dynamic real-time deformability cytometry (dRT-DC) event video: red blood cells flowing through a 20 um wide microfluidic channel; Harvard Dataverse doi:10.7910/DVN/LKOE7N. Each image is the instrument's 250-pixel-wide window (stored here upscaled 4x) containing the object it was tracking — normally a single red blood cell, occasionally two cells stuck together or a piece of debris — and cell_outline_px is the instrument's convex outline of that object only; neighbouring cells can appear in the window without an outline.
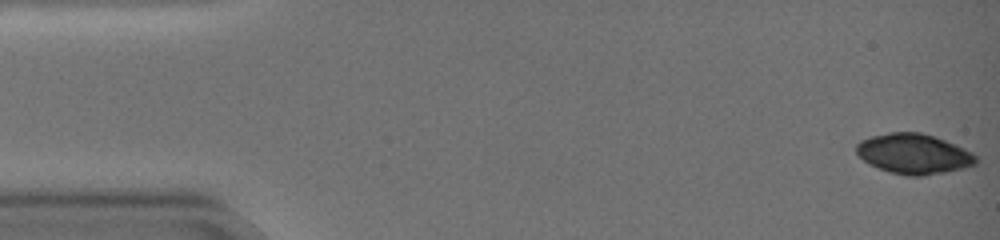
{"species": "common noctule bat (a hibernating species)", "species_latin": "Nyctalus noctula", "temperature_condition": "warm", "stored_images_in_passage": 58, "camera_frame_rate_fps": 3000, "um_per_image_px": 0.085, "animal": {"sex": "female", "body_mass_g": 19.0, "forearm_length_mm": 51.5}, "frame": {"image": 1, "passage_image": 1, "time_ms": 0.0, "image_size_px": [1000, 240], "cell_outline_px": [[980, 160], [976, 164], [964, 168], [924, 176], [908, 176], [892, 172], [868, 164], [856, 152], [856, 144], [860, 140], [872, 136], [888, 132], [920, 132], [944, 140], [964, 148], [972, 152]], "centroid_in_image_um": [77.68, 13.08], "position_along_channel_um": 7.3, "area_um2": 27.92}}
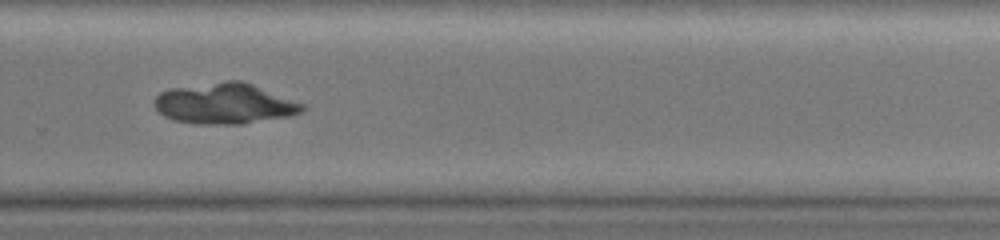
{"frame": {"image": 2, "passage_image": 41, "time_ms": 13.333, "image_size_px": [1000, 240], "cell_outline_px": [[308, 108], [304, 112], [292, 116], [244, 124], [196, 124], [172, 120], [164, 116], [152, 104], [152, 100], [160, 92], [172, 88], [228, 80], [240, 80], [252, 84], [304, 104]], "centroid_in_image_um": [19.11, 8.82], "position_along_channel_um": 310.7, "area_um2": 35.43}}
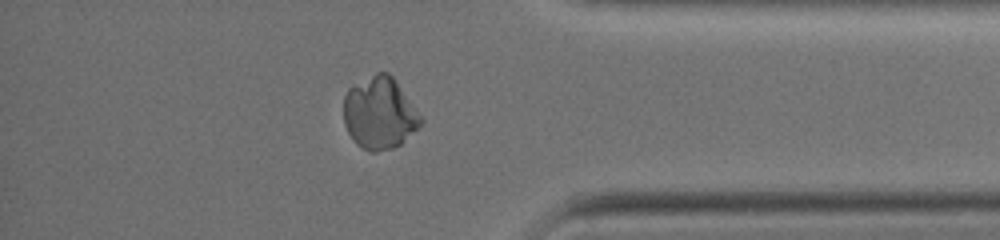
{"frame": {"image": 3, "passage_image": 50, "time_ms": 16.333, "image_size_px": [1000, 240], "cell_outline_px": [[424, 120], [400, 144], [392, 148], [376, 152], [372, 152], [356, 144], [352, 140], [344, 124], [344, 96], [348, 88], [376, 72], [388, 72], [396, 80]], "centroid_in_image_um": [32.24, 9.61], "position_along_channel_um": 403.0, "area_um2": 32.19}}